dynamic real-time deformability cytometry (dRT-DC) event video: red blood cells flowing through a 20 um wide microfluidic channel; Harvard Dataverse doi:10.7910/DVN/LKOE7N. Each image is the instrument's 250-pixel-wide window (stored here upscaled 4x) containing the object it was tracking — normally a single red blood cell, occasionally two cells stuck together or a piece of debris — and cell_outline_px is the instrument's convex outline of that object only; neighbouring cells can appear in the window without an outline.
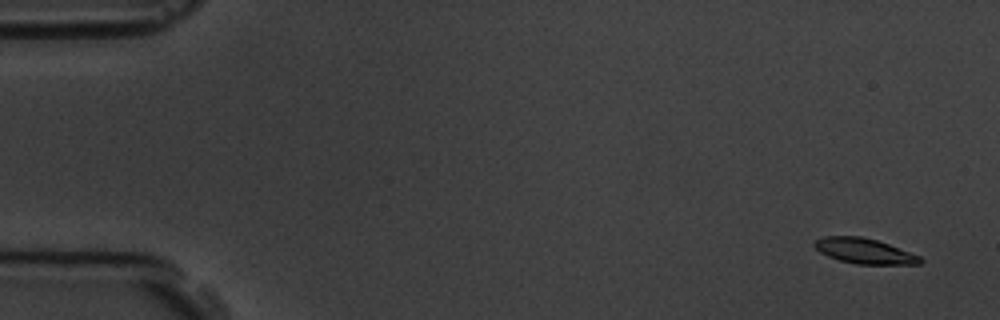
{"species": "common noctule bat (a hibernating species)", "species_latin": "Nyctalus noctula", "temperature_condition": "room temperature", "stored_images_in_passage": 4, "camera_frame_rate_fps": 3000, "um_per_image_px": 0.085, "animal": {"sex": "male", "body_mass_g": 19.5, "forearm_length_mm": 54.6}, "frame": {"image": 1, "passage_image": 1, "time_ms": 0.0, "image_size_px": [1000, 320], "cell_outline_px": [[924, 260], [920, 264], [856, 264], [840, 260], [828, 256], [820, 252], [812, 244], [816, 240], [824, 236], [860, 236], [876, 240], [888, 244], [920, 256]], "centroid_in_image_um": [73.46, 21.33], "position_along_channel_um": 11.5, "area_um2": 15.43}}
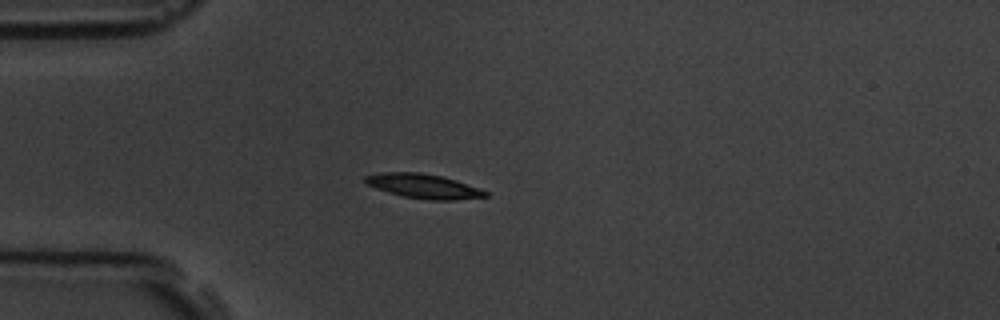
{"frame": {"image": 2, "passage_image": 4, "time_ms": 4.333, "image_size_px": [1000, 320], "cell_outline_px": [[488, 196], [452, 200], [428, 200], [404, 196], [388, 192], [376, 188], [368, 184], [364, 180], [364, 176], [380, 172], [420, 172], [440, 176], [456, 180], [480, 188], [488, 192]], "centroid_in_image_um": [36.0, 15.82], "position_along_channel_um": 49.0, "area_um2": 16.99}}